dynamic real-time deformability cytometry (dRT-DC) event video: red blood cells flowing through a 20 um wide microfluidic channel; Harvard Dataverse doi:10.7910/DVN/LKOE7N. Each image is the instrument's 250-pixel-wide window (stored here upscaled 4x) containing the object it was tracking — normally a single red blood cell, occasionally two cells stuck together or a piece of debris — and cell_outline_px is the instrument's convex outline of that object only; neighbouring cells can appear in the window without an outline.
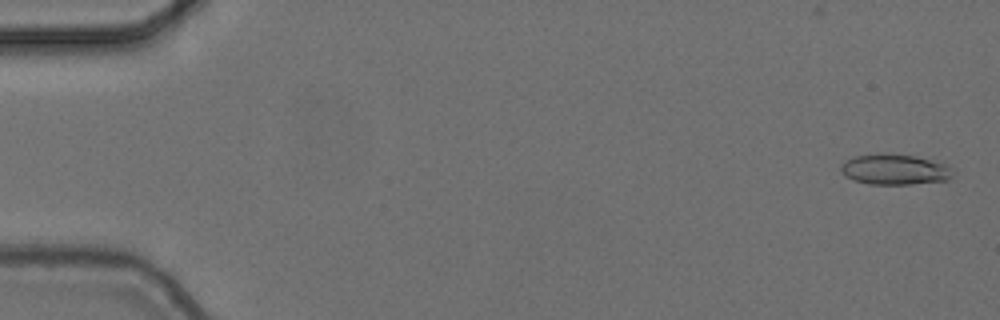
{"species": "common noctule bat (a hibernating species)", "species_latin": "Nyctalus noctula", "temperature_condition": "cold", "stored_images_in_passage": 6, "camera_frame_rate_fps": 3000, "um_per_image_px": 0.085, "animal": {"sex": "female", "body_mass_g": 24.6, "forearm_length_mm": 56.2}, "frame": {"image": 1, "passage_image": 1, "time_ms": 0.0, "image_size_px": [1000, 320], "cell_outline_px": [[952, 176], [948, 180], [912, 184], [868, 184], [852, 180], [844, 176], [840, 168], [840, 164], [856, 156], [880, 152], [884, 152], [912, 156], [948, 164]], "centroid_in_image_um": [76.0, 14.4], "position_along_channel_um": 9.0, "area_um2": 20.0}}
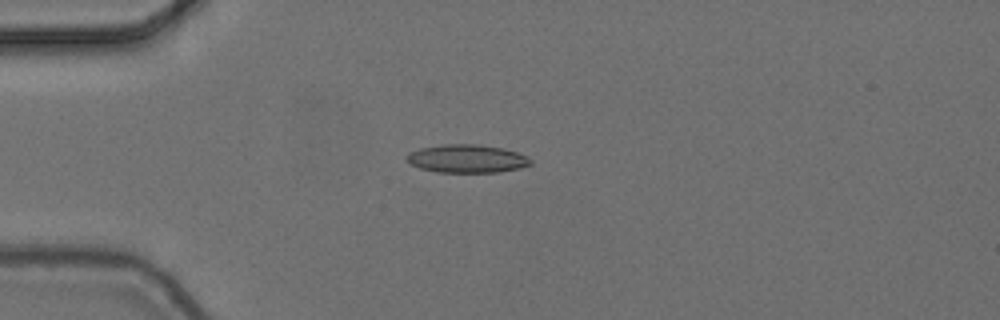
{"frame": {"image": 2, "passage_image": 4, "time_ms": 1.0, "image_size_px": [1000, 320], "cell_outline_px": [[532, 164], [520, 168], [500, 172], [436, 172], [420, 168], [404, 160], [404, 156], [408, 152], [420, 148], [444, 144], [476, 144], [500, 148], [516, 152], [532, 160]], "centroid_in_image_um": [39.63, 13.49], "position_along_channel_um": 45.4, "area_um2": 20.35}}